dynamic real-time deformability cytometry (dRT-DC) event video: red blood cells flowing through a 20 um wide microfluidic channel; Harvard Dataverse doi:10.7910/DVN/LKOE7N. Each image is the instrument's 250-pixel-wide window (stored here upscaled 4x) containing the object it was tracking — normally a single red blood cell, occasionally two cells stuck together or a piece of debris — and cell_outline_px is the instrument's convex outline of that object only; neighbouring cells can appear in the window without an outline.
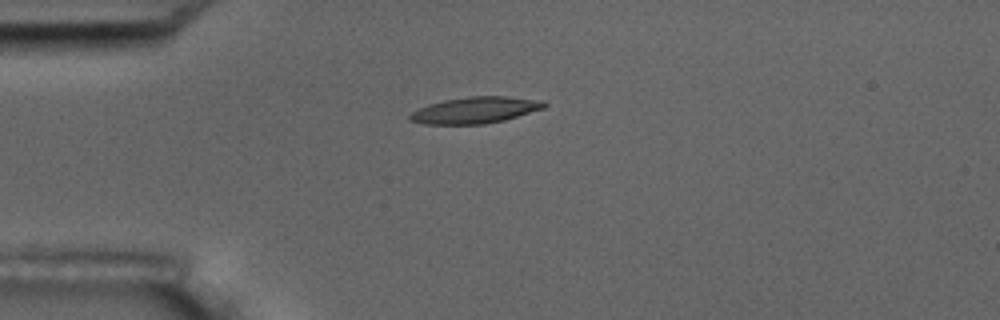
{"species": "common noctule bat (a hibernating species)", "species_latin": "Nyctalus noctula", "temperature_condition": "room temperature", "stored_images_in_passage": 5, "camera_frame_rate_fps": 3000, "um_per_image_px": 0.085, "animal": {"sex": "male", "body_mass_g": 17.5, "forearm_length_mm": 52.3}, "frame": {"image": 1, "passage_image": 3, "time_ms": 3.333, "image_size_px": [1000, 320], "cell_outline_px": [[548, 104], [544, 108], [504, 120], [484, 124], [424, 124], [408, 120], [408, 116], [412, 112], [428, 104], [444, 100], [468, 96], [508, 96], [544, 100]], "centroid_in_image_um": [40.41, 9.35], "position_along_channel_um": 44.6, "area_um2": 20.75}}